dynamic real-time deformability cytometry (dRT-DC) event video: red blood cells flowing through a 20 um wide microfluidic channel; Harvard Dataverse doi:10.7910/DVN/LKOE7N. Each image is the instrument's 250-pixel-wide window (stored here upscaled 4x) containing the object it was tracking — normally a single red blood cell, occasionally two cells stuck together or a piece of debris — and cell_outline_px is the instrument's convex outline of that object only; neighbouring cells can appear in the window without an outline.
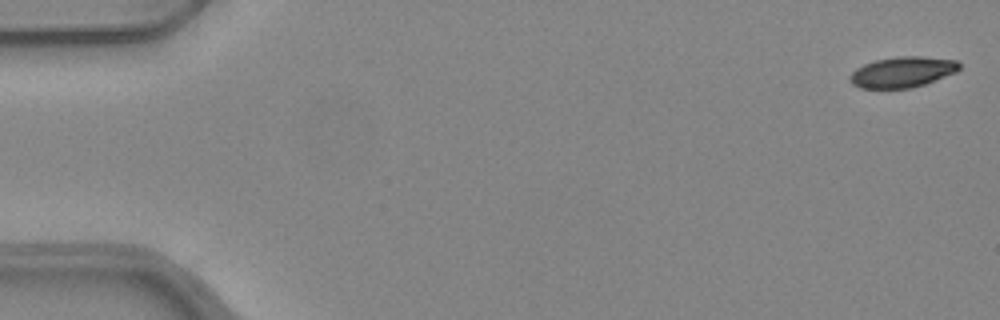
{"species": "common noctule bat (a hibernating species)", "species_latin": "Nyctalus noctula", "temperature_condition": "warm", "stored_images_in_passage": 10, "camera_frame_rate_fps": 3000, "um_per_image_px": 0.085, "animal": {"sex": "female", "body_mass_g": 24.6, "forearm_length_mm": 56.2}, "frame": {"image": 1, "passage_image": 1, "time_ms": 0.0, "image_size_px": [1000, 320], "cell_outline_px": [[960, 68], [956, 72], [924, 84], [908, 88], [860, 88], [852, 84], [848, 80], [848, 76], [856, 68], [864, 64], [876, 60], [896, 56], [924, 56], [956, 60], [960, 64]], "centroid_in_image_um": [76.68, 6.11], "position_along_channel_um": 8.3, "area_um2": 19.59}}